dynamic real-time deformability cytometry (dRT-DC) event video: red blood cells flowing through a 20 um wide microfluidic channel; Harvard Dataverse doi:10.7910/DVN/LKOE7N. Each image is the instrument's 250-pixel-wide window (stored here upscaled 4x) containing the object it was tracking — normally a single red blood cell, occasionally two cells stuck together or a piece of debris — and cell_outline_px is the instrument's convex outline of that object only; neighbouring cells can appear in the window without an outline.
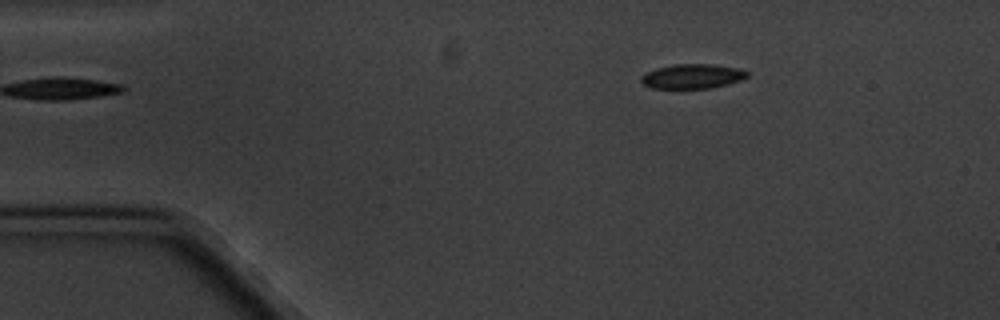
{"species": "common noctule bat (a hibernating species)", "species_latin": "Nyctalus noctula", "temperature_condition": "cold", "stored_images_in_passage": 2, "camera_frame_rate_fps": 3000, "um_per_image_px": 0.085, "animal": {"sex": "male", "body_mass_g": 20.1, "forearm_length_mm": 53.5}, "frame": {"image": 1, "passage_image": 2, "time_ms": 1.0, "image_size_px": [1000, 320], "cell_outline_px": [[748, 76], [740, 80], [728, 84], [712, 88], [652, 88], [644, 84], [640, 80], [640, 76], [644, 72], [656, 68], [676, 64], [712, 64], [740, 68], [748, 72]], "centroid_in_image_um": [58.84, 6.48], "position_along_channel_um": 26.2, "area_um2": 15.26}}